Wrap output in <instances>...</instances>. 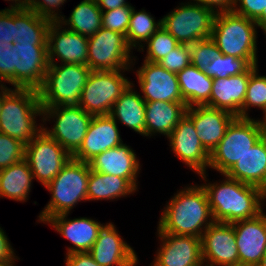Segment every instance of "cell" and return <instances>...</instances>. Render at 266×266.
Returning <instances> with one entry per match:
<instances>
[{
	"label": "cell",
	"mask_w": 266,
	"mask_h": 266,
	"mask_svg": "<svg viewBox=\"0 0 266 266\" xmlns=\"http://www.w3.org/2000/svg\"><path fill=\"white\" fill-rule=\"evenodd\" d=\"M213 222L205 188L202 185H188L166 204L157 231L201 238Z\"/></svg>",
	"instance_id": "cell-1"
},
{
	"label": "cell",
	"mask_w": 266,
	"mask_h": 266,
	"mask_svg": "<svg viewBox=\"0 0 266 266\" xmlns=\"http://www.w3.org/2000/svg\"><path fill=\"white\" fill-rule=\"evenodd\" d=\"M221 183H205L214 222L234 223L263 212L262 189L223 175Z\"/></svg>",
	"instance_id": "cell-2"
},
{
	"label": "cell",
	"mask_w": 266,
	"mask_h": 266,
	"mask_svg": "<svg viewBox=\"0 0 266 266\" xmlns=\"http://www.w3.org/2000/svg\"><path fill=\"white\" fill-rule=\"evenodd\" d=\"M36 116H42L38 91L11 88L3 97L0 133L18 139L26 145L43 130V124L36 123Z\"/></svg>",
	"instance_id": "cell-3"
},
{
	"label": "cell",
	"mask_w": 266,
	"mask_h": 266,
	"mask_svg": "<svg viewBox=\"0 0 266 266\" xmlns=\"http://www.w3.org/2000/svg\"><path fill=\"white\" fill-rule=\"evenodd\" d=\"M257 24L234 11L217 12L211 39L220 53L246 59L251 65L257 61Z\"/></svg>",
	"instance_id": "cell-4"
},
{
	"label": "cell",
	"mask_w": 266,
	"mask_h": 266,
	"mask_svg": "<svg viewBox=\"0 0 266 266\" xmlns=\"http://www.w3.org/2000/svg\"><path fill=\"white\" fill-rule=\"evenodd\" d=\"M90 170L88 163L70 159L46 186L51 193V200L41 211L37 221L44 224L50 217L69 214L78 202L88 201L87 187Z\"/></svg>",
	"instance_id": "cell-5"
},
{
	"label": "cell",
	"mask_w": 266,
	"mask_h": 266,
	"mask_svg": "<svg viewBox=\"0 0 266 266\" xmlns=\"http://www.w3.org/2000/svg\"><path fill=\"white\" fill-rule=\"evenodd\" d=\"M91 69L82 64H49L37 90L42 107L78 105Z\"/></svg>",
	"instance_id": "cell-6"
},
{
	"label": "cell",
	"mask_w": 266,
	"mask_h": 266,
	"mask_svg": "<svg viewBox=\"0 0 266 266\" xmlns=\"http://www.w3.org/2000/svg\"><path fill=\"white\" fill-rule=\"evenodd\" d=\"M264 136L258 119L236 117L211 152L208 168L224 175Z\"/></svg>",
	"instance_id": "cell-7"
},
{
	"label": "cell",
	"mask_w": 266,
	"mask_h": 266,
	"mask_svg": "<svg viewBox=\"0 0 266 266\" xmlns=\"http://www.w3.org/2000/svg\"><path fill=\"white\" fill-rule=\"evenodd\" d=\"M180 5L161 19L162 27L180 44L211 38L217 12L191 1Z\"/></svg>",
	"instance_id": "cell-8"
},
{
	"label": "cell",
	"mask_w": 266,
	"mask_h": 266,
	"mask_svg": "<svg viewBox=\"0 0 266 266\" xmlns=\"http://www.w3.org/2000/svg\"><path fill=\"white\" fill-rule=\"evenodd\" d=\"M122 71L130 70L91 71L78 105L93 116L109 115L115 101L131 84Z\"/></svg>",
	"instance_id": "cell-9"
},
{
	"label": "cell",
	"mask_w": 266,
	"mask_h": 266,
	"mask_svg": "<svg viewBox=\"0 0 266 266\" xmlns=\"http://www.w3.org/2000/svg\"><path fill=\"white\" fill-rule=\"evenodd\" d=\"M50 118L55 122L53 128L43 125V131L72 156L80 148L93 115L79 105L42 107L43 123Z\"/></svg>",
	"instance_id": "cell-10"
},
{
	"label": "cell",
	"mask_w": 266,
	"mask_h": 266,
	"mask_svg": "<svg viewBox=\"0 0 266 266\" xmlns=\"http://www.w3.org/2000/svg\"><path fill=\"white\" fill-rule=\"evenodd\" d=\"M131 50L125 35L102 27L88 37L87 66L92 71L129 70L136 58Z\"/></svg>",
	"instance_id": "cell-11"
},
{
	"label": "cell",
	"mask_w": 266,
	"mask_h": 266,
	"mask_svg": "<svg viewBox=\"0 0 266 266\" xmlns=\"http://www.w3.org/2000/svg\"><path fill=\"white\" fill-rule=\"evenodd\" d=\"M24 159L34 179L46 187L72 159V156L42 130L25 145Z\"/></svg>",
	"instance_id": "cell-12"
},
{
	"label": "cell",
	"mask_w": 266,
	"mask_h": 266,
	"mask_svg": "<svg viewBox=\"0 0 266 266\" xmlns=\"http://www.w3.org/2000/svg\"><path fill=\"white\" fill-rule=\"evenodd\" d=\"M167 138L173 153L207 182L210 153L203 147L193 122L185 115Z\"/></svg>",
	"instance_id": "cell-13"
},
{
	"label": "cell",
	"mask_w": 266,
	"mask_h": 266,
	"mask_svg": "<svg viewBox=\"0 0 266 266\" xmlns=\"http://www.w3.org/2000/svg\"><path fill=\"white\" fill-rule=\"evenodd\" d=\"M201 246L203 265L239 266L235 230L232 224L213 222L202 234Z\"/></svg>",
	"instance_id": "cell-14"
},
{
	"label": "cell",
	"mask_w": 266,
	"mask_h": 266,
	"mask_svg": "<svg viewBox=\"0 0 266 266\" xmlns=\"http://www.w3.org/2000/svg\"><path fill=\"white\" fill-rule=\"evenodd\" d=\"M136 73L145 102H184L176 73L145 60Z\"/></svg>",
	"instance_id": "cell-15"
},
{
	"label": "cell",
	"mask_w": 266,
	"mask_h": 266,
	"mask_svg": "<svg viewBox=\"0 0 266 266\" xmlns=\"http://www.w3.org/2000/svg\"><path fill=\"white\" fill-rule=\"evenodd\" d=\"M157 233L162 243L151 266H204L201 238Z\"/></svg>",
	"instance_id": "cell-16"
},
{
	"label": "cell",
	"mask_w": 266,
	"mask_h": 266,
	"mask_svg": "<svg viewBox=\"0 0 266 266\" xmlns=\"http://www.w3.org/2000/svg\"><path fill=\"white\" fill-rule=\"evenodd\" d=\"M239 266H258L266 253V214L232 223Z\"/></svg>",
	"instance_id": "cell-17"
},
{
	"label": "cell",
	"mask_w": 266,
	"mask_h": 266,
	"mask_svg": "<svg viewBox=\"0 0 266 266\" xmlns=\"http://www.w3.org/2000/svg\"><path fill=\"white\" fill-rule=\"evenodd\" d=\"M47 46L49 64H55V60L59 58L61 64L87 66L88 37L63 27L59 22H51Z\"/></svg>",
	"instance_id": "cell-18"
},
{
	"label": "cell",
	"mask_w": 266,
	"mask_h": 266,
	"mask_svg": "<svg viewBox=\"0 0 266 266\" xmlns=\"http://www.w3.org/2000/svg\"><path fill=\"white\" fill-rule=\"evenodd\" d=\"M185 115L193 122L203 147L211 154L224 137L228 126L236 116L226 110L207 105L186 109Z\"/></svg>",
	"instance_id": "cell-19"
},
{
	"label": "cell",
	"mask_w": 266,
	"mask_h": 266,
	"mask_svg": "<svg viewBox=\"0 0 266 266\" xmlns=\"http://www.w3.org/2000/svg\"><path fill=\"white\" fill-rule=\"evenodd\" d=\"M123 143L117 122L110 115L93 116L74 160L88 163L98 154Z\"/></svg>",
	"instance_id": "cell-20"
},
{
	"label": "cell",
	"mask_w": 266,
	"mask_h": 266,
	"mask_svg": "<svg viewBox=\"0 0 266 266\" xmlns=\"http://www.w3.org/2000/svg\"><path fill=\"white\" fill-rule=\"evenodd\" d=\"M89 253L101 266H136L139 261L111 222L102 227Z\"/></svg>",
	"instance_id": "cell-21"
},
{
	"label": "cell",
	"mask_w": 266,
	"mask_h": 266,
	"mask_svg": "<svg viewBox=\"0 0 266 266\" xmlns=\"http://www.w3.org/2000/svg\"><path fill=\"white\" fill-rule=\"evenodd\" d=\"M67 217L68 213L55 215L50 217L45 224H50L55 231L62 235L61 237L73 244V247L67 248L66 255L89 252L104 224L87 217L75 219H68Z\"/></svg>",
	"instance_id": "cell-22"
},
{
	"label": "cell",
	"mask_w": 266,
	"mask_h": 266,
	"mask_svg": "<svg viewBox=\"0 0 266 266\" xmlns=\"http://www.w3.org/2000/svg\"><path fill=\"white\" fill-rule=\"evenodd\" d=\"M90 169L99 173L127 179L137 189L140 162L134 150L124 143L98 154L88 162Z\"/></svg>",
	"instance_id": "cell-23"
},
{
	"label": "cell",
	"mask_w": 266,
	"mask_h": 266,
	"mask_svg": "<svg viewBox=\"0 0 266 266\" xmlns=\"http://www.w3.org/2000/svg\"><path fill=\"white\" fill-rule=\"evenodd\" d=\"M19 54V88L38 90L49 67L48 46L33 42L13 43Z\"/></svg>",
	"instance_id": "cell-24"
},
{
	"label": "cell",
	"mask_w": 266,
	"mask_h": 266,
	"mask_svg": "<svg viewBox=\"0 0 266 266\" xmlns=\"http://www.w3.org/2000/svg\"><path fill=\"white\" fill-rule=\"evenodd\" d=\"M249 78L250 68L238 75L213 79L210 107L226 110L241 118Z\"/></svg>",
	"instance_id": "cell-25"
},
{
	"label": "cell",
	"mask_w": 266,
	"mask_h": 266,
	"mask_svg": "<svg viewBox=\"0 0 266 266\" xmlns=\"http://www.w3.org/2000/svg\"><path fill=\"white\" fill-rule=\"evenodd\" d=\"M224 175L263 189L266 186V136H263Z\"/></svg>",
	"instance_id": "cell-26"
},
{
	"label": "cell",
	"mask_w": 266,
	"mask_h": 266,
	"mask_svg": "<svg viewBox=\"0 0 266 266\" xmlns=\"http://www.w3.org/2000/svg\"><path fill=\"white\" fill-rule=\"evenodd\" d=\"M185 102L152 101L145 105V136L170 135L174 127L185 116Z\"/></svg>",
	"instance_id": "cell-27"
},
{
	"label": "cell",
	"mask_w": 266,
	"mask_h": 266,
	"mask_svg": "<svg viewBox=\"0 0 266 266\" xmlns=\"http://www.w3.org/2000/svg\"><path fill=\"white\" fill-rule=\"evenodd\" d=\"M131 83L122 95L115 101L109 114L116 122L145 137V105L142 95L134 90Z\"/></svg>",
	"instance_id": "cell-28"
},
{
	"label": "cell",
	"mask_w": 266,
	"mask_h": 266,
	"mask_svg": "<svg viewBox=\"0 0 266 266\" xmlns=\"http://www.w3.org/2000/svg\"><path fill=\"white\" fill-rule=\"evenodd\" d=\"M180 91L186 107L210 106L213 78L190 64L177 73Z\"/></svg>",
	"instance_id": "cell-29"
},
{
	"label": "cell",
	"mask_w": 266,
	"mask_h": 266,
	"mask_svg": "<svg viewBox=\"0 0 266 266\" xmlns=\"http://www.w3.org/2000/svg\"><path fill=\"white\" fill-rule=\"evenodd\" d=\"M34 176L25 159L0 169V197L26 202Z\"/></svg>",
	"instance_id": "cell-30"
},
{
	"label": "cell",
	"mask_w": 266,
	"mask_h": 266,
	"mask_svg": "<svg viewBox=\"0 0 266 266\" xmlns=\"http://www.w3.org/2000/svg\"><path fill=\"white\" fill-rule=\"evenodd\" d=\"M137 189L125 178L90 170L87 200H114L127 197Z\"/></svg>",
	"instance_id": "cell-31"
},
{
	"label": "cell",
	"mask_w": 266,
	"mask_h": 266,
	"mask_svg": "<svg viewBox=\"0 0 266 266\" xmlns=\"http://www.w3.org/2000/svg\"><path fill=\"white\" fill-rule=\"evenodd\" d=\"M50 25V20L38 16L30 9L14 10V43L33 42V45H47Z\"/></svg>",
	"instance_id": "cell-32"
},
{
	"label": "cell",
	"mask_w": 266,
	"mask_h": 266,
	"mask_svg": "<svg viewBox=\"0 0 266 266\" xmlns=\"http://www.w3.org/2000/svg\"><path fill=\"white\" fill-rule=\"evenodd\" d=\"M58 22L62 26H68L67 29L71 31L91 37L102 28V11L97 1L83 0L73 9L68 19L64 16Z\"/></svg>",
	"instance_id": "cell-33"
},
{
	"label": "cell",
	"mask_w": 266,
	"mask_h": 266,
	"mask_svg": "<svg viewBox=\"0 0 266 266\" xmlns=\"http://www.w3.org/2000/svg\"><path fill=\"white\" fill-rule=\"evenodd\" d=\"M150 14L151 13H147L144 9L137 12L135 7H133L126 33L127 43L132 49L134 47L138 49V51L143 52L146 41L162 27L161 19L156 22L154 17Z\"/></svg>",
	"instance_id": "cell-34"
},
{
	"label": "cell",
	"mask_w": 266,
	"mask_h": 266,
	"mask_svg": "<svg viewBox=\"0 0 266 266\" xmlns=\"http://www.w3.org/2000/svg\"><path fill=\"white\" fill-rule=\"evenodd\" d=\"M258 72V65L250 67V78L241 108V118H251L247 112L251 107L260 108L263 112L266 109V76H261Z\"/></svg>",
	"instance_id": "cell-35"
},
{
	"label": "cell",
	"mask_w": 266,
	"mask_h": 266,
	"mask_svg": "<svg viewBox=\"0 0 266 266\" xmlns=\"http://www.w3.org/2000/svg\"><path fill=\"white\" fill-rule=\"evenodd\" d=\"M251 66L252 65L246 59L219 54L204 72L213 79L227 78L244 73Z\"/></svg>",
	"instance_id": "cell-36"
},
{
	"label": "cell",
	"mask_w": 266,
	"mask_h": 266,
	"mask_svg": "<svg viewBox=\"0 0 266 266\" xmlns=\"http://www.w3.org/2000/svg\"><path fill=\"white\" fill-rule=\"evenodd\" d=\"M180 43L163 27L159 28L147 41L145 61L157 63Z\"/></svg>",
	"instance_id": "cell-37"
},
{
	"label": "cell",
	"mask_w": 266,
	"mask_h": 266,
	"mask_svg": "<svg viewBox=\"0 0 266 266\" xmlns=\"http://www.w3.org/2000/svg\"><path fill=\"white\" fill-rule=\"evenodd\" d=\"M19 54L15 45H0V83L19 88Z\"/></svg>",
	"instance_id": "cell-38"
},
{
	"label": "cell",
	"mask_w": 266,
	"mask_h": 266,
	"mask_svg": "<svg viewBox=\"0 0 266 266\" xmlns=\"http://www.w3.org/2000/svg\"><path fill=\"white\" fill-rule=\"evenodd\" d=\"M189 47L191 51V64L203 71L221 54L216 43L211 38L196 41L189 44Z\"/></svg>",
	"instance_id": "cell-39"
},
{
	"label": "cell",
	"mask_w": 266,
	"mask_h": 266,
	"mask_svg": "<svg viewBox=\"0 0 266 266\" xmlns=\"http://www.w3.org/2000/svg\"><path fill=\"white\" fill-rule=\"evenodd\" d=\"M25 144L7 134L0 133V169L24 159Z\"/></svg>",
	"instance_id": "cell-40"
},
{
	"label": "cell",
	"mask_w": 266,
	"mask_h": 266,
	"mask_svg": "<svg viewBox=\"0 0 266 266\" xmlns=\"http://www.w3.org/2000/svg\"><path fill=\"white\" fill-rule=\"evenodd\" d=\"M133 6L126 5L114 10L102 11V27L126 36Z\"/></svg>",
	"instance_id": "cell-41"
},
{
	"label": "cell",
	"mask_w": 266,
	"mask_h": 266,
	"mask_svg": "<svg viewBox=\"0 0 266 266\" xmlns=\"http://www.w3.org/2000/svg\"><path fill=\"white\" fill-rule=\"evenodd\" d=\"M157 63L168 71L177 74L191 64V51L189 45L179 44Z\"/></svg>",
	"instance_id": "cell-42"
},
{
	"label": "cell",
	"mask_w": 266,
	"mask_h": 266,
	"mask_svg": "<svg viewBox=\"0 0 266 266\" xmlns=\"http://www.w3.org/2000/svg\"><path fill=\"white\" fill-rule=\"evenodd\" d=\"M66 1L67 0H29L28 9L51 22H58L64 16L58 14V10L60 11L59 7Z\"/></svg>",
	"instance_id": "cell-43"
},
{
	"label": "cell",
	"mask_w": 266,
	"mask_h": 266,
	"mask_svg": "<svg viewBox=\"0 0 266 266\" xmlns=\"http://www.w3.org/2000/svg\"><path fill=\"white\" fill-rule=\"evenodd\" d=\"M15 37L14 9L0 10V45H12Z\"/></svg>",
	"instance_id": "cell-44"
},
{
	"label": "cell",
	"mask_w": 266,
	"mask_h": 266,
	"mask_svg": "<svg viewBox=\"0 0 266 266\" xmlns=\"http://www.w3.org/2000/svg\"><path fill=\"white\" fill-rule=\"evenodd\" d=\"M266 8V0H234L232 11L246 18L256 20Z\"/></svg>",
	"instance_id": "cell-45"
},
{
	"label": "cell",
	"mask_w": 266,
	"mask_h": 266,
	"mask_svg": "<svg viewBox=\"0 0 266 266\" xmlns=\"http://www.w3.org/2000/svg\"><path fill=\"white\" fill-rule=\"evenodd\" d=\"M66 266H101L94 261L89 252H76L66 255Z\"/></svg>",
	"instance_id": "cell-46"
},
{
	"label": "cell",
	"mask_w": 266,
	"mask_h": 266,
	"mask_svg": "<svg viewBox=\"0 0 266 266\" xmlns=\"http://www.w3.org/2000/svg\"><path fill=\"white\" fill-rule=\"evenodd\" d=\"M15 255L5 231L0 227V261L15 262L19 259Z\"/></svg>",
	"instance_id": "cell-47"
},
{
	"label": "cell",
	"mask_w": 266,
	"mask_h": 266,
	"mask_svg": "<svg viewBox=\"0 0 266 266\" xmlns=\"http://www.w3.org/2000/svg\"><path fill=\"white\" fill-rule=\"evenodd\" d=\"M210 7L216 12L231 11L233 9L234 0H193V3Z\"/></svg>",
	"instance_id": "cell-48"
},
{
	"label": "cell",
	"mask_w": 266,
	"mask_h": 266,
	"mask_svg": "<svg viewBox=\"0 0 266 266\" xmlns=\"http://www.w3.org/2000/svg\"><path fill=\"white\" fill-rule=\"evenodd\" d=\"M97 4L101 11L114 10L121 6L130 5L126 0H97Z\"/></svg>",
	"instance_id": "cell-49"
},
{
	"label": "cell",
	"mask_w": 266,
	"mask_h": 266,
	"mask_svg": "<svg viewBox=\"0 0 266 266\" xmlns=\"http://www.w3.org/2000/svg\"><path fill=\"white\" fill-rule=\"evenodd\" d=\"M5 1H13L9 8L5 9H14V10H24L28 9L29 0H5Z\"/></svg>",
	"instance_id": "cell-50"
},
{
	"label": "cell",
	"mask_w": 266,
	"mask_h": 266,
	"mask_svg": "<svg viewBox=\"0 0 266 266\" xmlns=\"http://www.w3.org/2000/svg\"><path fill=\"white\" fill-rule=\"evenodd\" d=\"M258 28L262 29L266 33V8H264L262 14L255 20Z\"/></svg>",
	"instance_id": "cell-51"
},
{
	"label": "cell",
	"mask_w": 266,
	"mask_h": 266,
	"mask_svg": "<svg viewBox=\"0 0 266 266\" xmlns=\"http://www.w3.org/2000/svg\"><path fill=\"white\" fill-rule=\"evenodd\" d=\"M0 111H1V106L3 103V97L4 95L10 90V88L6 87L3 83H0Z\"/></svg>",
	"instance_id": "cell-52"
},
{
	"label": "cell",
	"mask_w": 266,
	"mask_h": 266,
	"mask_svg": "<svg viewBox=\"0 0 266 266\" xmlns=\"http://www.w3.org/2000/svg\"><path fill=\"white\" fill-rule=\"evenodd\" d=\"M263 114H264V116H263L264 118L262 120L259 119L258 122H259L260 128H261L264 136H266V109L263 112Z\"/></svg>",
	"instance_id": "cell-53"
},
{
	"label": "cell",
	"mask_w": 266,
	"mask_h": 266,
	"mask_svg": "<svg viewBox=\"0 0 266 266\" xmlns=\"http://www.w3.org/2000/svg\"><path fill=\"white\" fill-rule=\"evenodd\" d=\"M15 262L0 261V266H14Z\"/></svg>",
	"instance_id": "cell-54"
},
{
	"label": "cell",
	"mask_w": 266,
	"mask_h": 266,
	"mask_svg": "<svg viewBox=\"0 0 266 266\" xmlns=\"http://www.w3.org/2000/svg\"><path fill=\"white\" fill-rule=\"evenodd\" d=\"M258 266H266V253Z\"/></svg>",
	"instance_id": "cell-55"
},
{
	"label": "cell",
	"mask_w": 266,
	"mask_h": 266,
	"mask_svg": "<svg viewBox=\"0 0 266 266\" xmlns=\"http://www.w3.org/2000/svg\"><path fill=\"white\" fill-rule=\"evenodd\" d=\"M262 198H263V203H264L265 198H266V186L262 189Z\"/></svg>",
	"instance_id": "cell-56"
}]
</instances>
